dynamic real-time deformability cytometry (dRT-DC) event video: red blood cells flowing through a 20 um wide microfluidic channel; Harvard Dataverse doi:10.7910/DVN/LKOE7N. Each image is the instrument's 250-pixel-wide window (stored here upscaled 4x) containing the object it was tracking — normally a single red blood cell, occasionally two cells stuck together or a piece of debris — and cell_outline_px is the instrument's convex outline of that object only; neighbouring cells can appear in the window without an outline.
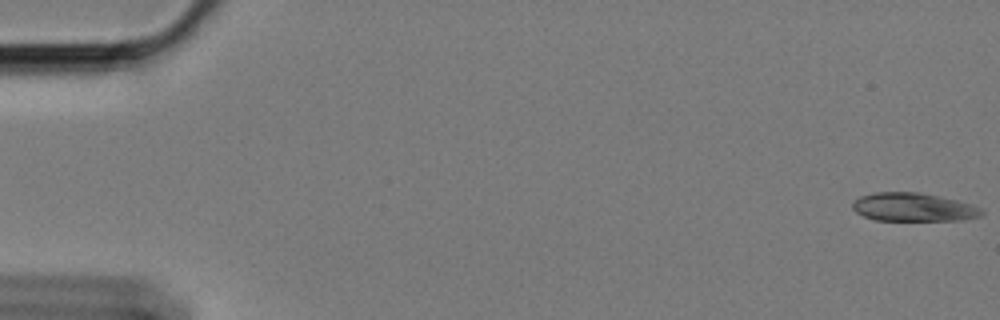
{"species": "Egyptian fruit bat (a non-hibernating species)", "species_latin": "Rousettus aegyptiacus", "temperature_condition": "cold", "stored_images_in_passage": 59, "camera_frame_rate_fps": 3000, "um_per_image_px": 0.085, "animal": {"sex": "female"}, "frame": {"image": 1, "passage_image": 1, "time_ms": 0.0, "image_size_px": [1000, 320], "cell_outline_px": [[984, 212], [980, 216], [960, 220], [876, 220], [864, 216], [856, 212], [852, 208], [852, 200], [860, 196], [876, 192], [920, 192], [956, 200], [980, 208]], "centroid_in_image_um": [77.58, 17.6], "position_along_channel_um": 7.4, "area_um2": 21.21}}
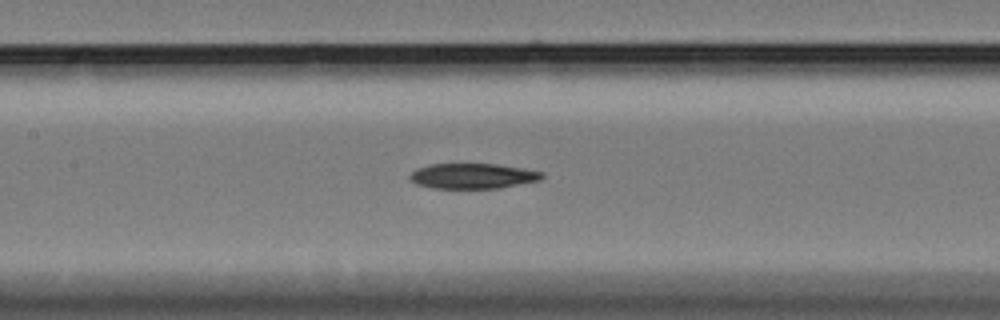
{"frame": {"image": 2, "passage_image": 28, "time_ms": 9.0, "image_size_px": [1000, 320], "cell_outline_px": [[544, 176], [540, 180], [500, 188], [432, 188], [416, 184], [408, 176], [416, 168], [428, 164], [496, 164], [524, 168], [544, 172]], "centroid_in_image_um": [40.19, 14.95], "position_along_channel_um": 167.2, "area_um2": 19.54}}
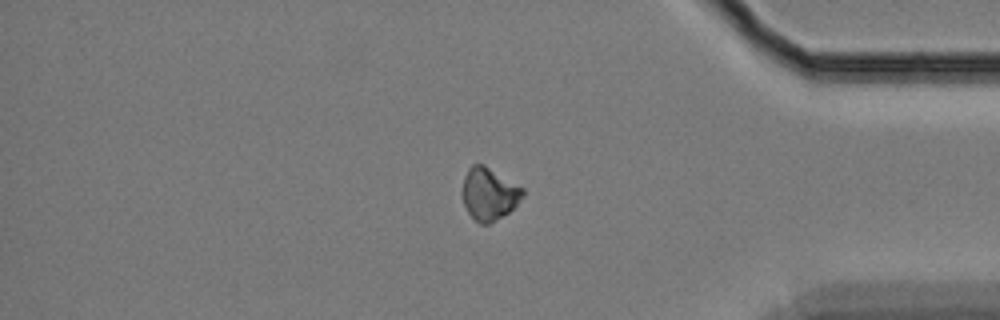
{"frame": {"image": 3, "passage_image": 50, "time_ms": 16.333, "image_size_px": [1000, 320], "cell_outline_px": [[524, 196], [508, 212], [496, 220], [488, 224], [480, 224], [468, 212], [464, 204], [464, 176], [468, 168], [472, 164], [484, 164], [524, 188]], "centroid_in_image_um": [41.59, 16.46], "position_along_channel_um": 393.6, "area_um2": 18.15}, "authors_computed_cell_mechanics": {"area_um2": 20.1144, "velocity_mm_per_s": 3.3819, "shape_relaxation_time_tau1_ms": 5.6803, "shape_relaxation_time_tau2_ms": null, "deformation_change_tau1": 0.1068, "deformation_change_tau2": null}}